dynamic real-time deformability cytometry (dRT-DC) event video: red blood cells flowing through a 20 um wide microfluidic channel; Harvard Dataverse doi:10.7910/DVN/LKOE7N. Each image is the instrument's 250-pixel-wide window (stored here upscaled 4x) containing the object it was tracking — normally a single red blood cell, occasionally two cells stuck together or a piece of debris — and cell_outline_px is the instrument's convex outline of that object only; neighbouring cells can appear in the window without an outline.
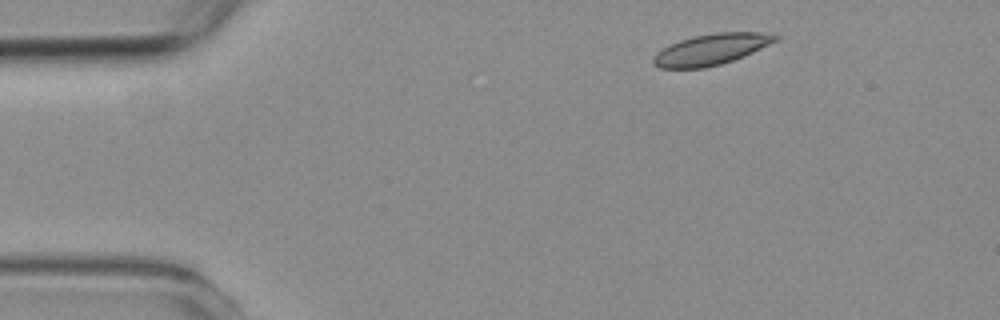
{"species": "common noctule bat (a hibernating species)", "species_latin": "Nyctalus noctula", "temperature_condition": "room temperature", "stored_images_in_passage": 3, "camera_frame_rate_fps": 3000, "um_per_image_px": 0.085, "animal": {"sex": "female", "body_mass_g": 19.3, "forearm_length_mm": 54.1}, "frame": {"image": 1, "passage_image": 1, "time_ms": 0.0, "image_size_px": [1000, 320], "cell_outline_px": [[780, 36], [776, 40], [752, 52], [732, 60], [720, 64], [704, 68], [660, 68], [652, 64], [652, 56], [656, 52], [680, 40], [692, 36], [716, 32], [760, 32]], "centroid_in_image_um": [60.39, 4.2], "position_along_channel_um": 24.6, "area_um2": 21.79}}